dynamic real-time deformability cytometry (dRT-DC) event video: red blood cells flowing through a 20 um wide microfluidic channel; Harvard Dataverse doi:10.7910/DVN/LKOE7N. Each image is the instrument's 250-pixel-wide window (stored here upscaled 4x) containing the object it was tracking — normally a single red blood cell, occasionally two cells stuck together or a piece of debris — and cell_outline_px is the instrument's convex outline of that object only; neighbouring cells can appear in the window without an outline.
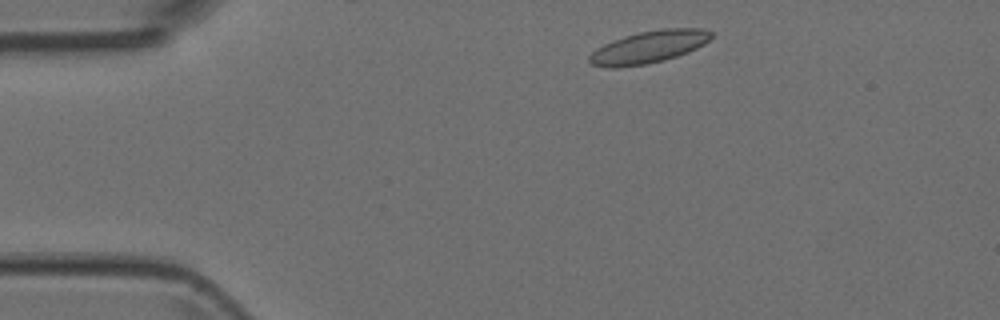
{"species": "Egyptian fruit bat (a non-hibernating species)", "species_latin": "Rousettus aegyptiacus", "temperature_condition": "room temperature", "stored_images_in_passage": 3, "camera_frame_rate_fps": 3000, "um_per_image_px": 0.085, "animal": {"sex": "female"}, "frame": {"image": 1, "passage_image": 1, "time_ms": 0.0, "image_size_px": [1000, 320], "cell_outline_px": [[712, 36], [704, 44], [688, 52], [664, 60], [644, 64], [612, 68], [592, 64], [588, 60], [588, 56], [596, 48], [612, 40], [624, 36], [640, 32], [660, 28], [704, 28], [712, 32]], "centroid_in_image_um": [55.15, 3.98], "position_along_channel_um": 29.9, "area_um2": 22.83}}